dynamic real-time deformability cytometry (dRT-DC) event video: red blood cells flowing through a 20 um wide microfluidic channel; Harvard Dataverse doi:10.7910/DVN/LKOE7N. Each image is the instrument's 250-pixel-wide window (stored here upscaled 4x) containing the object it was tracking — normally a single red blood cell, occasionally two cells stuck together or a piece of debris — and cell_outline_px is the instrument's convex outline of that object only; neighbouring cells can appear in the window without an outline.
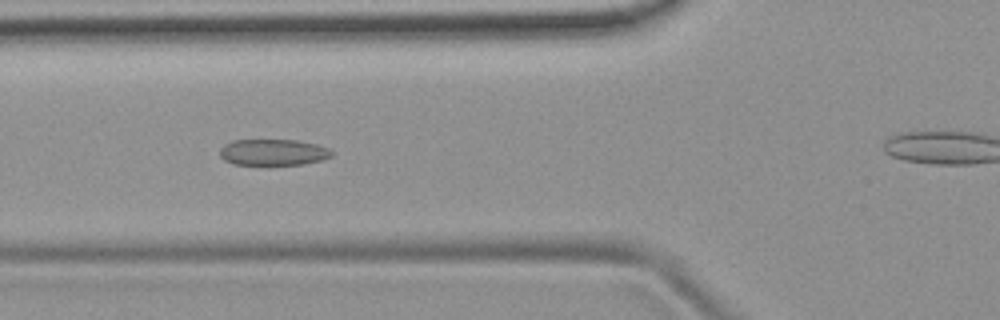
{"species": "common noctule bat (a hibernating species)", "species_latin": "Nyctalus noctula", "temperature_condition": "room temperature", "stored_images_in_passage": 45, "camera_frame_rate_fps": 3000, "um_per_image_px": 0.085, "animal": {"sex": "female", "body_mass_g": 19.9}, "frame": {"image": 1, "passage_image": 19, "time_ms": 6.0, "image_size_px": [1000, 320], "cell_outline_px": [[332, 156], [324, 160], [304, 164], [268, 168], [232, 164], [224, 160], [220, 156], [220, 148], [224, 144], [232, 140], [296, 140], [316, 144], [328, 148], [332, 152]], "centroid_in_image_um": [23.19, 13.0], "position_along_channel_um": 102.6, "area_um2": 18.15}}
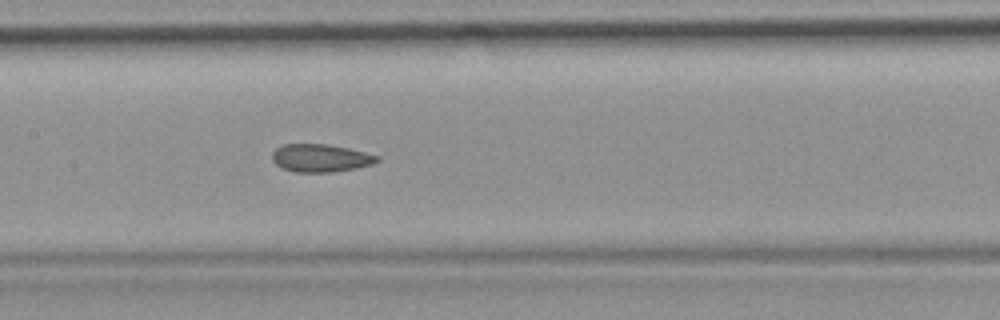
{"frame": {"image": 2, "passage_image": 25, "time_ms": 8.0, "image_size_px": [1000, 320], "cell_outline_px": [[380, 160], [372, 164], [356, 168], [332, 172], [296, 172], [284, 168], [276, 164], [272, 160], [272, 152], [276, 148], [284, 144], [328, 144], [348, 148], [380, 156]], "centroid_in_image_um": [27.25, 13.43], "position_along_channel_um": 180.1, "area_um2": 16.99}}
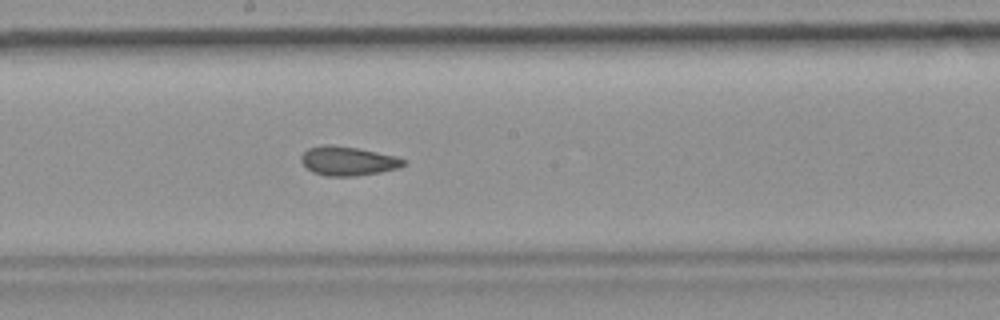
{"frame": {"image": 3, "passage_image": 28, "time_ms": 9.0, "image_size_px": [1000, 320], "cell_outline_px": [[408, 164], [400, 168], [380, 172], [352, 176], [328, 176], [312, 172], [300, 160], [300, 156], [308, 148], [324, 144], [332, 144], [356, 148], [396, 156], [408, 160]], "centroid_in_image_um": [29.61, 13.68], "position_along_channel_um": 218.6, "area_um2": 17.46}, "authors_computed_cell_mechanics": {"area_um2": 18.0914, "velocity_mm_per_s": 3.8703, "shape_relaxation_time_tau1_ms": null, "shape_relaxation_time_tau2_ms": 1.9698, "deformation_change_tau1": null, "deformation_change_tau2": 0.0801}}